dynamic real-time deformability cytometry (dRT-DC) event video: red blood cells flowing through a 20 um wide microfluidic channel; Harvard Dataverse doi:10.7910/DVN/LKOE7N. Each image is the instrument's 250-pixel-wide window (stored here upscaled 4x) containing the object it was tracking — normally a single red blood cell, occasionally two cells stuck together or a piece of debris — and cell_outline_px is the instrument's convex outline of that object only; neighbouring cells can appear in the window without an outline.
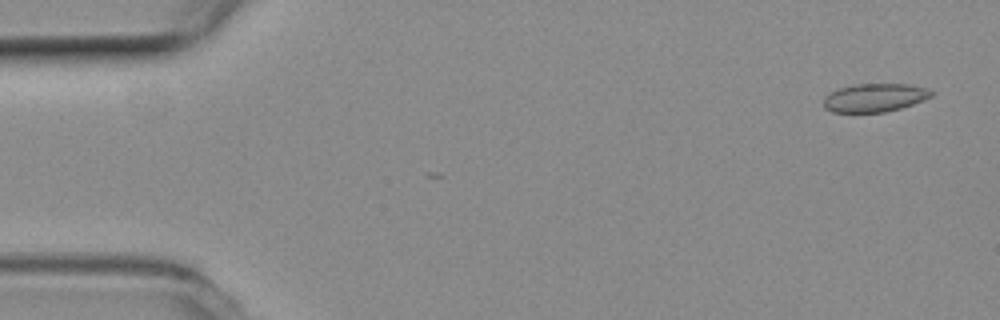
{"species": "common noctule bat (a hibernating species)", "species_latin": "Nyctalus noctula", "temperature_condition": "room temperature", "stored_images_in_passage": 5, "camera_frame_rate_fps": 3000, "um_per_image_px": 0.085, "animal": {"sex": "female", "body_mass_g": 19.3, "forearm_length_mm": 54.1}, "frame": {"image": 1, "passage_image": 3, "time_ms": 0.667, "image_size_px": [1000, 320], "cell_outline_px": [[936, 92], [932, 96], [924, 100], [900, 108], [884, 112], [832, 112], [824, 108], [824, 96], [840, 88], [856, 84], [908, 84], [928, 88]], "centroid_in_image_um": [74.38, 8.3], "position_along_channel_um": 10.6, "area_um2": 17.8}}